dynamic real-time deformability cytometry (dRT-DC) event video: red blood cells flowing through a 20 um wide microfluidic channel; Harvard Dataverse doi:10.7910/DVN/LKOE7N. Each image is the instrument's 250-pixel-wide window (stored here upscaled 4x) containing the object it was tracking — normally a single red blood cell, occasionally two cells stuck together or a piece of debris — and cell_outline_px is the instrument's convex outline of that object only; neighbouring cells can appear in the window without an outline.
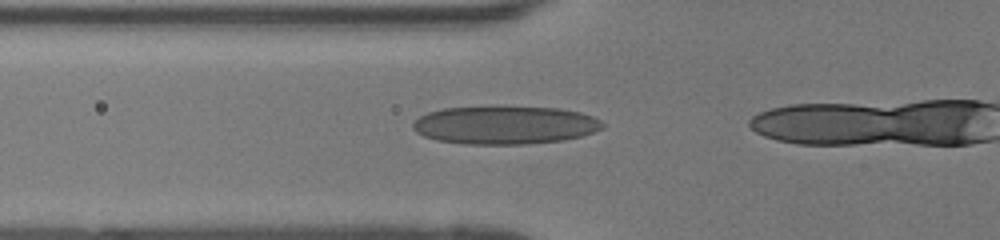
{"species": "human", "species_latin": "Homo sapiens", "temperature_condition": "room temperature", "stored_images_in_passage": 19, "camera_frame_rate_fps": 3000, "um_per_image_px": 0.085, "donor": {"sex": "female"}, "frame": {"image": 1, "passage_image": 14, "time_ms": 4.333, "image_size_px": [1000, 240], "cell_outline_px": [[604, 128], [580, 136], [564, 140], [524, 144], [464, 144], [436, 140], [424, 136], [416, 132], [412, 128], [412, 124], [420, 116], [428, 112], [444, 108], [496, 104], [560, 108], [580, 112], [592, 116], [600, 120], [604, 124]], "centroid_in_image_um": [42.9, 10.59], "position_along_channel_um": 82.9, "area_um2": 43.29}}
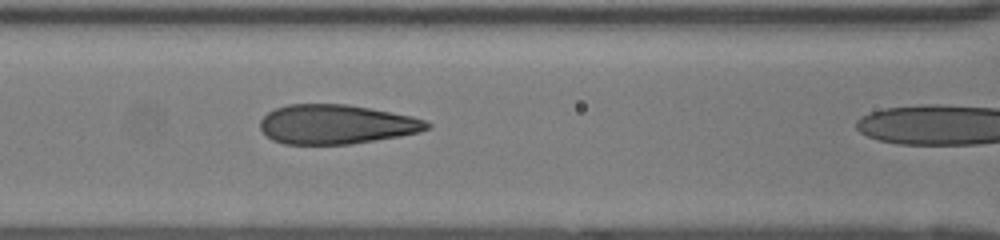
{"frame": {"image": 2, "passage_image": 18, "time_ms": 5.667, "image_size_px": [1000, 240], "cell_outline_px": [[432, 128], [420, 132], [400, 136], [352, 144], [284, 144], [272, 140], [260, 128], [260, 120], [268, 112], [276, 108], [288, 104], [344, 104], [368, 108], [412, 116], [424, 120], [432, 124]], "centroid_in_image_um": [28.6, 10.57], "position_along_channel_um": 138.0, "area_um2": 38.26}}